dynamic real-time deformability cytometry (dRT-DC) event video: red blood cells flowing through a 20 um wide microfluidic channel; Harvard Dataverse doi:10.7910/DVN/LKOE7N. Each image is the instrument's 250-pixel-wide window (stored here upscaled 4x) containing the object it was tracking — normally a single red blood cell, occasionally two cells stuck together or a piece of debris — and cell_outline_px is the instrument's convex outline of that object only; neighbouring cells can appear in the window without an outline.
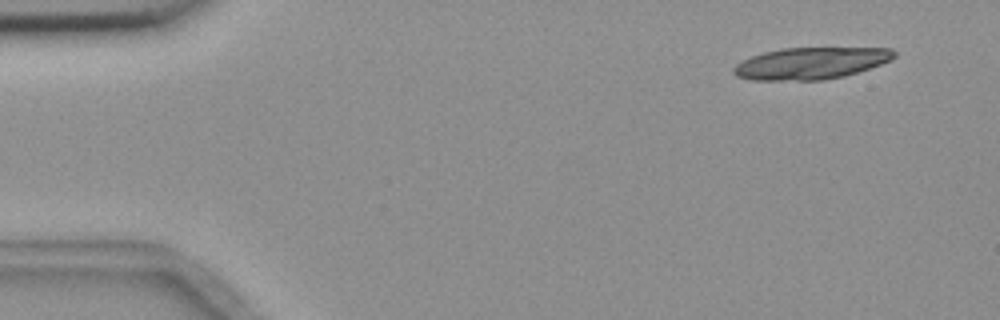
{"species": "common noctule bat (a hibernating species)", "species_latin": "Nyctalus noctula", "temperature_condition": "room temperature", "stored_images_in_passage": 2, "camera_frame_rate_fps": 3000, "um_per_image_px": 0.085, "animal": {"sex": "female", "body_mass_g": 18.4}, "frame": {"image": 1, "passage_image": 1, "time_ms": 0.0, "image_size_px": [1000, 320], "cell_outline_px": [[896, 56], [892, 60], [844, 76], [824, 80], [752, 80], [736, 76], [732, 72], [732, 68], [736, 64], [752, 56], [764, 52], [780, 48], [892, 48], [896, 52]], "centroid_in_image_um": [68.91, 5.37], "position_along_channel_um": 16.1, "area_um2": 29.71}}